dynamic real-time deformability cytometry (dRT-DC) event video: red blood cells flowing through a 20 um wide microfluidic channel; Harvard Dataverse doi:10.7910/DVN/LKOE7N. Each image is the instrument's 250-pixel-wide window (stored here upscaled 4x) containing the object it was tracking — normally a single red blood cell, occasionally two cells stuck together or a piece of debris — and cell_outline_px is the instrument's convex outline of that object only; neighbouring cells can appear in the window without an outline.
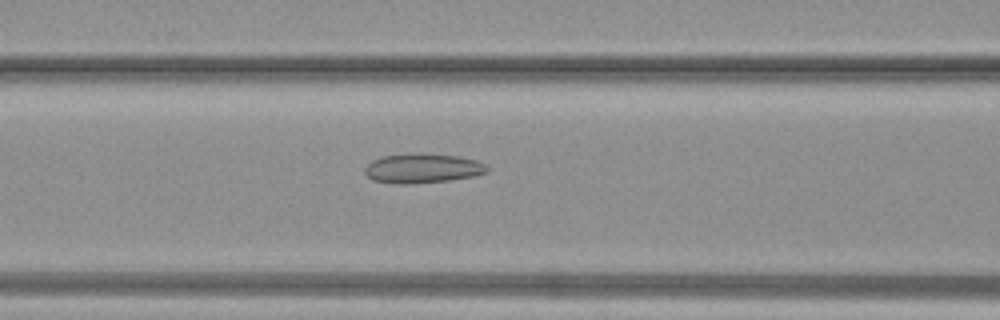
{"species": "common noctule bat (a hibernating species)", "species_latin": "Nyctalus noctula", "temperature_condition": "warm", "stored_images_in_passage": 31, "camera_frame_rate_fps": 3000, "um_per_image_px": 0.085, "animal": {"sex": "female", "body_mass_g": 19.3, "forearm_length_mm": 54.1}, "frame": {"image": 1, "passage_image": 9, "time_ms": 2.667, "image_size_px": [1000, 320], "cell_outline_px": [[488, 172], [472, 176], [448, 180], [408, 184], [396, 184], [372, 180], [364, 172], [364, 168], [372, 160], [384, 156], [460, 156], [476, 160], [484, 164], [488, 168]], "centroid_in_image_um": [35.9, 14.36], "position_along_channel_um": 130.7, "area_um2": 20.0}}
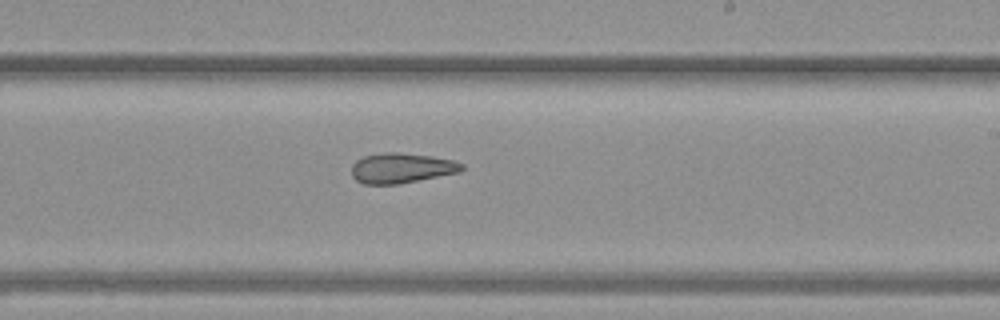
{"frame": {"image": 2, "passage_image": 16, "time_ms": 5.0, "image_size_px": [1000, 320], "cell_outline_px": [[464, 168], [460, 172], [400, 184], [364, 184], [356, 180], [352, 176], [352, 164], [356, 160], [364, 156], [384, 152], [400, 152], [432, 156], [452, 160], [464, 164]], "centroid_in_image_um": [34.13, 14.28], "position_along_channel_um": 254.9, "area_um2": 19.48}}
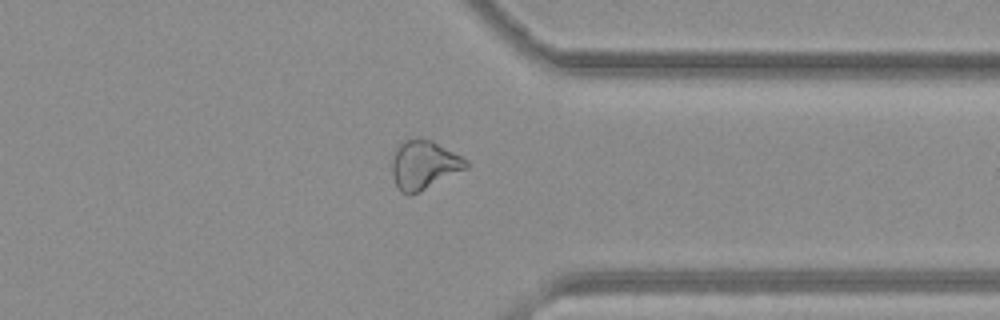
{"frame": {"image": 3, "passage_image": 23, "time_ms": 7.333, "image_size_px": [1000, 320], "cell_outline_px": [[468, 168], [412, 196], [408, 196], [400, 192], [392, 176], [392, 156], [396, 148], [404, 140], [432, 140], [468, 160]], "centroid_in_image_um": [36.03, 14.06], "position_along_channel_um": 375.4, "area_um2": 21.1}}